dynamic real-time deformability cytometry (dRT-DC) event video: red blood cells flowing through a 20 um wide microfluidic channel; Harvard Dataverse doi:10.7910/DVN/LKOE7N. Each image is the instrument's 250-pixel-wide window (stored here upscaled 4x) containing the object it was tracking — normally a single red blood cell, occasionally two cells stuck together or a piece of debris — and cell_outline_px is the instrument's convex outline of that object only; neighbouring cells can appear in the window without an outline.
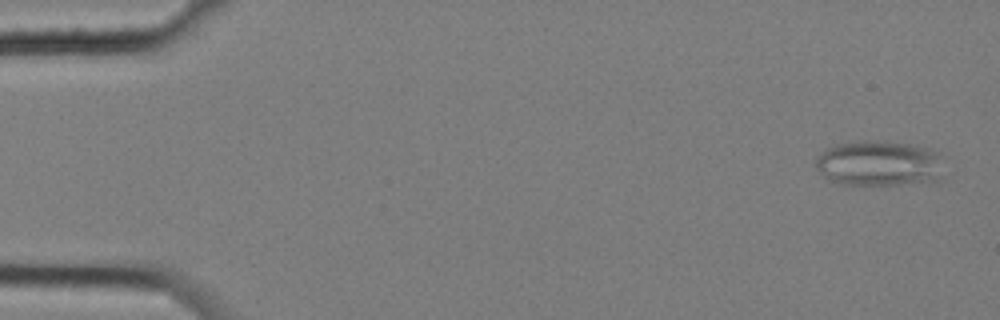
{"species": "common noctule bat (a hibernating species)", "species_latin": "Nyctalus noctula", "temperature_condition": "cold", "stored_images_in_passage": 6, "camera_frame_rate_fps": 3000, "um_per_image_px": 0.085, "animal": {"sex": "female", "body_mass_g": 25.1}, "frame": {"image": 1, "passage_image": 1, "time_ms": 0.0, "image_size_px": [1000, 320], "cell_outline_px": [[940, 156], [936, 180], [880, 188], [832, 184], [816, 168], [816, 156], [828, 148], [836, 144], [860, 140], [872, 140], [908, 144], [928, 148], [936, 152]], "centroid_in_image_um": [74.6, 13.94], "position_along_channel_um": 10.4, "area_um2": 34.62}}